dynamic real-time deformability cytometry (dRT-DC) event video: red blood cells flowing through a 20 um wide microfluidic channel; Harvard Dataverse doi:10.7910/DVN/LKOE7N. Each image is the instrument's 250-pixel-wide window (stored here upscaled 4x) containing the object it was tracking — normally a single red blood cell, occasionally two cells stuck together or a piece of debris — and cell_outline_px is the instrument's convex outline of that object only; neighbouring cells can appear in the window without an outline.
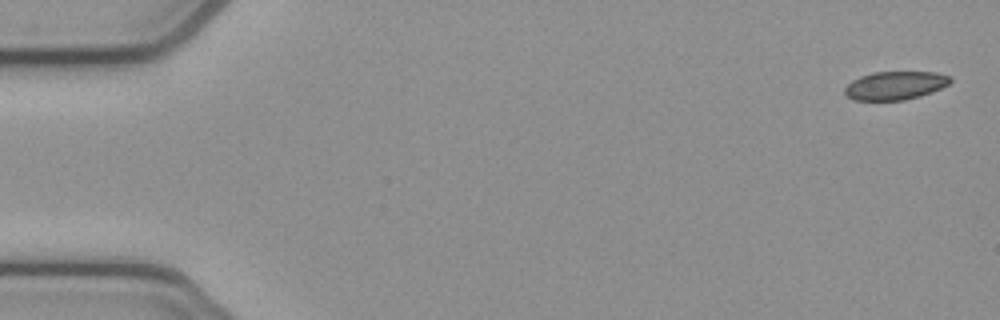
{"species": "common noctule bat (a hibernating species)", "species_latin": "Nyctalus noctula", "temperature_condition": "cold", "stored_images_in_passage": 5, "camera_frame_rate_fps": 3000, "um_per_image_px": 0.085, "animal": {"sex": "female", "body_mass_g": 21.9}, "frame": {"image": 1, "passage_image": 1, "time_ms": 0.0, "image_size_px": [1000, 320], "cell_outline_px": [[952, 80], [948, 84], [932, 92], [920, 96], [904, 100], [852, 100], [844, 92], [844, 88], [852, 80], [860, 76], [872, 72], [936, 72], [948, 76]], "centroid_in_image_um": [76.06, 7.27], "position_along_channel_um": 8.9, "area_um2": 17.4}}
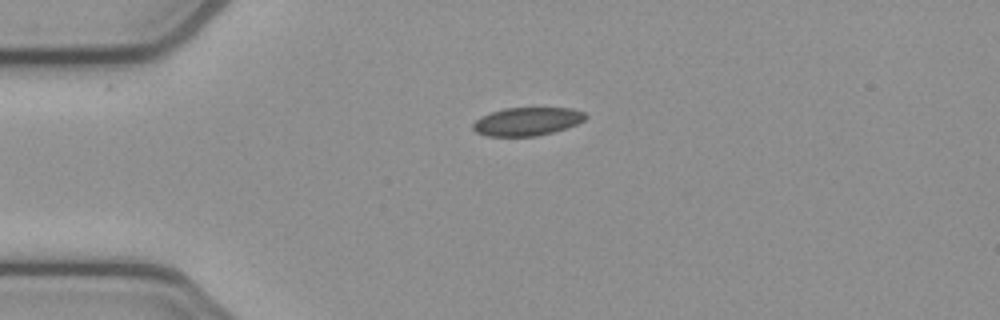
{"frame": {"image": 2, "passage_image": 4, "time_ms": 1.0, "image_size_px": [1000, 320], "cell_outline_px": [[588, 116], [584, 120], [576, 124], [552, 132], [536, 136], [488, 136], [476, 132], [472, 128], [472, 124], [480, 116], [504, 108], [572, 108], [584, 112]], "centroid_in_image_um": [44.79, 10.32], "position_along_channel_um": 40.2, "area_um2": 18.44}}
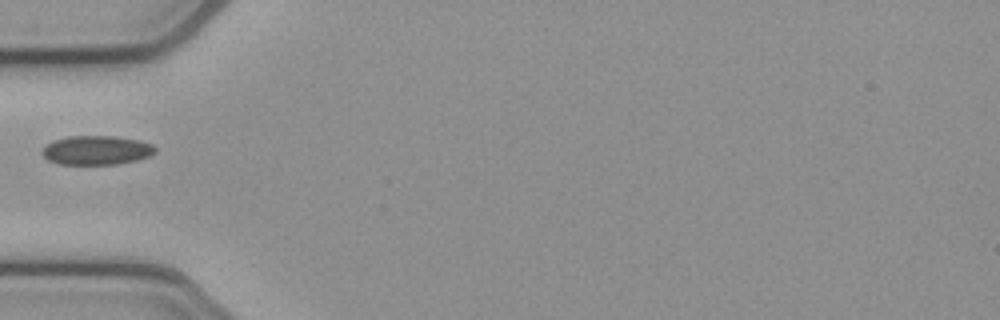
{"frame": {"image": 3, "passage_image": 5, "time_ms": 1.333, "image_size_px": [1000, 320], "cell_outline_px": [[156, 152], [148, 156], [136, 160], [116, 164], [60, 164], [48, 160], [40, 152], [52, 140], [68, 136], [112, 136], [140, 140], [152, 144], [156, 148]], "centroid_in_image_um": [8.2, 12.76], "position_along_channel_um": 76.8, "area_um2": 19.13}}